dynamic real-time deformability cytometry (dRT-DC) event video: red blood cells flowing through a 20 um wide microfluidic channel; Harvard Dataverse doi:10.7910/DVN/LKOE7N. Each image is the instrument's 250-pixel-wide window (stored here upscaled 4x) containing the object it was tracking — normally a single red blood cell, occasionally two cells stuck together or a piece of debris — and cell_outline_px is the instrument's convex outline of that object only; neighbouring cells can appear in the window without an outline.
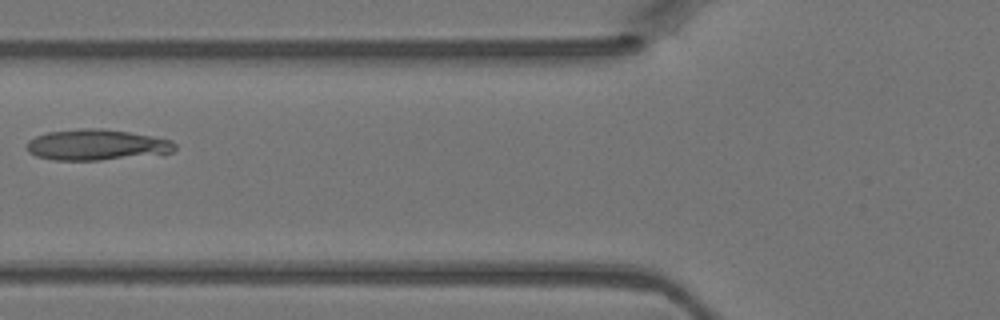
{"species": "Egyptian fruit bat (a non-hibernating species)", "species_latin": "Rousettus aegyptiacus", "temperature_condition": "warm", "stored_images_in_passage": 2, "camera_frame_rate_fps": 3000, "um_per_image_px": 0.085, "animal": {"sex": "female"}, "frame": {"image": 1, "passage_image": 2, "time_ms": 0.333, "image_size_px": [1000, 320], "cell_outline_px": [[176, 148], [172, 152], [164, 156], [100, 160], [52, 160], [36, 156], [28, 152], [28, 140], [36, 136], [48, 132], [84, 128], [100, 128], [128, 132], [152, 136], [172, 140], [176, 144]], "centroid_in_image_um": [8.31, 12.34], "position_along_channel_um": 117.5, "area_um2": 27.17}}